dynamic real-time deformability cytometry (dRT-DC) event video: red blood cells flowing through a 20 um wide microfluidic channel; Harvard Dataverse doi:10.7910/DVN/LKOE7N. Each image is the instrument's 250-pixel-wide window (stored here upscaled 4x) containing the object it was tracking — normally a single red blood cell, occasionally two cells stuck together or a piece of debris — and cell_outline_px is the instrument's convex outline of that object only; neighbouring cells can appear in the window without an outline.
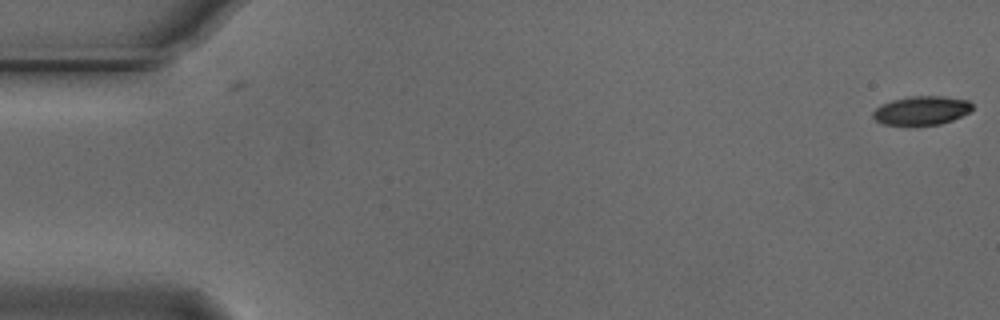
{"species": "Egyptian fruit bat (a non-hibernating species)", "species_latin": "Rousettus aegyptiacus", "temperature_condition": "cold", "stored_images_in_passage": 7, "camera_frame_rate_fps": 3000, "um_per_image_px": 0.085, "animal": {"sex": "male"}, "frame": {"image": 1, "passage_image": 1, "time_ms": 0.0, "image_size_px": [1000, 320], "cell_outline_px": [[972, 108], [968, 112], [952, 120], [940, 124], [912, 128], [884, 124], [876, 120], [872, 116], [872, 112], [876, 108], [892, 100], [912, 96], [940, 96], [968, 100], [972, 104]], "centroid_in_image_um": [78.29, 9.44], "position_along_channel_um": 6.7, "area_um2": 17.05}}
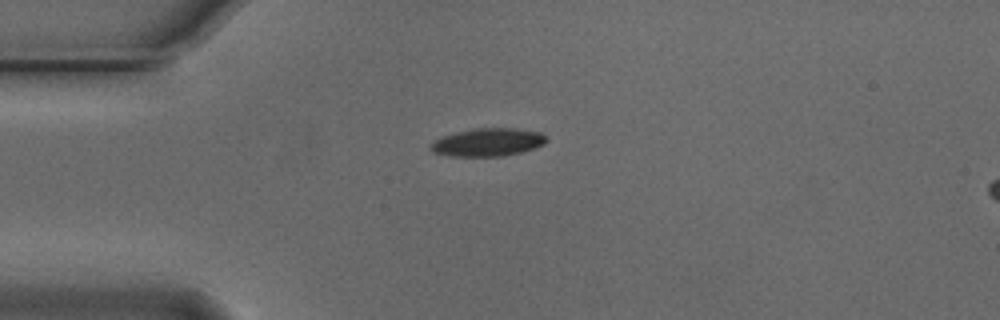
{"frame": {"image": 2, "passage_image": 5, "time_ms": 1.333, "image_size_px": [1000, 320], "cell_outline_px": [[548, 140], [544, 144], [536, 148], [504, 156], [452, 156], [432, 152], [428, 148], [436, 140], [444, 136], [456, 132], [472, 128], [516, 128], [540, 132], [548, 136]], "centroid_in_image_um": [41.51, 12.08], "position_along_channel_um": 43.5, "area_um2": 18.96}}
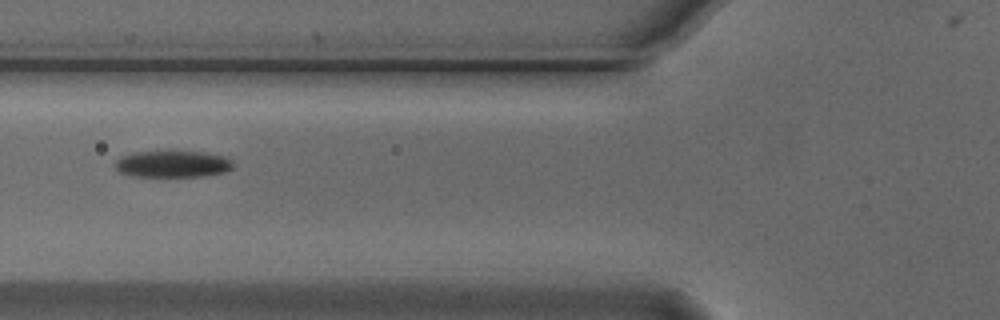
{"frame": {"image": 3, "passage_image": 7, "time_ms": 2.0, "image_size_px": [1000, 320], "cell_outline_px": [[232, 168], [224, 172], [204, 176], [132, 176], [120, 172], [116, 168], [116, 160], [120, 156], [132, 152], [168, 148], [204, 152], [228, 156], [232, 160]], "centroid_in_image_um": [14.67, 13.87], "position_along_channel_um": 111.1, "area_um2": 19.31}}